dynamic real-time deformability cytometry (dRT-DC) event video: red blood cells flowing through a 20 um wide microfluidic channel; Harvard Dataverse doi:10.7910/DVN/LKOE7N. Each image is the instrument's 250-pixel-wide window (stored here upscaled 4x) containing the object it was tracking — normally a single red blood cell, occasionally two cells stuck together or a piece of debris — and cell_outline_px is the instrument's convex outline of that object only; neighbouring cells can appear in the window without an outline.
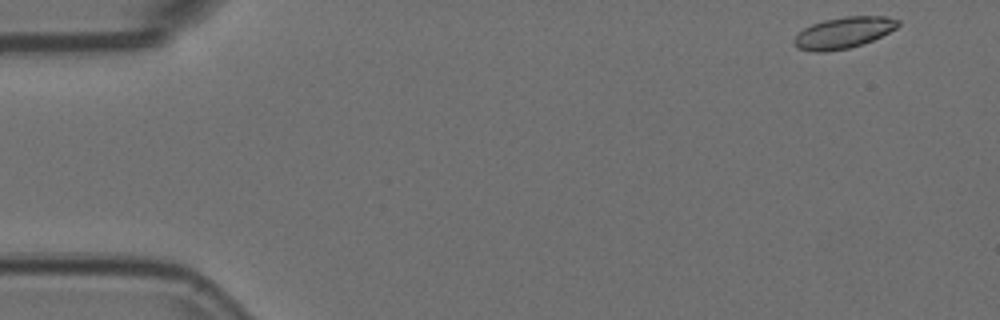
{"species": "Egyptian fruit bat (a non-hibernating species)", "species_latin": "Rousettus aegyptiacus", "temperature_condition": "room temperature", "stored_images_in_passage": 52, "camera_frame_rate_fps": 3000, "um_per_image_px": 0.085, "animal": {"sex": "female"}, "frame": {"image": 1, "passage_image": 1, "time_ms": 0.0, "image_size_px": [1000, 320], "cell_outline_px": [[900, 24], [896, 28], [872, 40], [848, 48], [824, 52], [812, 52], [796, 48], [792, 44], [792, 40], [804, 28], [812, 24], [824, 20], [844, 16], [888, 16], [900, 20]], "centroid_in_image_um": [71.67, 2.78], "position_along_channel_um": 13.3, "area_um2": 18.96}}
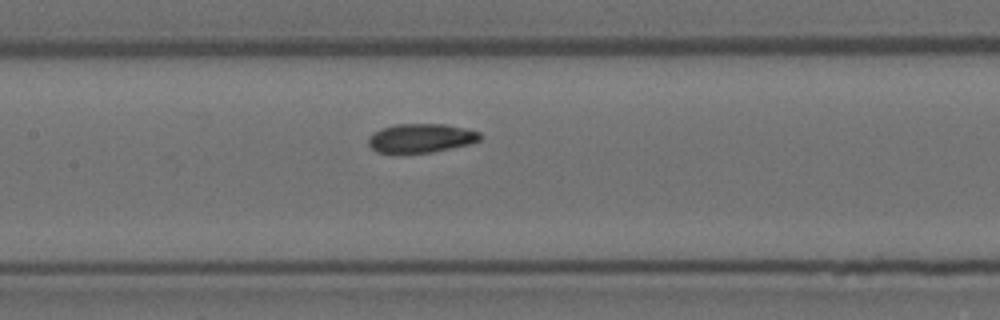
{"frame": {"image": 2, "passage_image": 23, "time_ms": 7.333, "image_size_px": [1000, 320], "cell_outline_px": [[484, 136], [480, 140], [472, 144], [432, 152], [376, 152], [368, 144], [368, 136], [372, 132], [380, 128], [396, 124], [444, 124], [464, 128], [480, 132]], "centroid_in_image_um": [35.8, 11.73], "position_along_channel_um": 171.6, "area_um2": 18.96}}
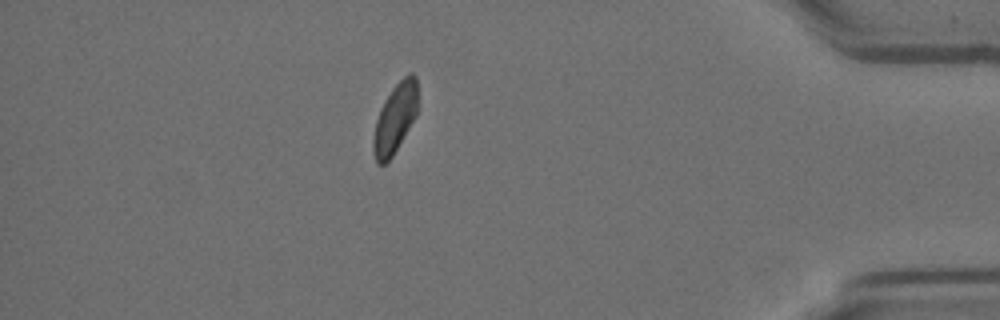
{"frame": {"image": 3, "passage_image": 45, "time_ms": 14.667, "image_size_px": [1000, 320], "cell_outline_px": [[416, 116], [392, 156], [384, 164], [376, 164], [372, 152], [372, 140], [376, 120], [380, 108], [384, 100], [392, 88], [408, 72], [412, 72], [416, 76]], "centroid_in_image_um": [33.54, 10.07], "position_along_channel_um": 401.7, "area_um2": 17.92}, "authors_computed_cell_mechanics": {"area_um2": 19.0451, "velocity_mm_per_s": 3.7348, "shape_relaxation_time_tau1_ms": 5.9961, "shape_relaxation_time_tau2_ms": 2.6353, "deformation_change_tau1": 0.1152, "deformation_change_tau2": 0.0533}}